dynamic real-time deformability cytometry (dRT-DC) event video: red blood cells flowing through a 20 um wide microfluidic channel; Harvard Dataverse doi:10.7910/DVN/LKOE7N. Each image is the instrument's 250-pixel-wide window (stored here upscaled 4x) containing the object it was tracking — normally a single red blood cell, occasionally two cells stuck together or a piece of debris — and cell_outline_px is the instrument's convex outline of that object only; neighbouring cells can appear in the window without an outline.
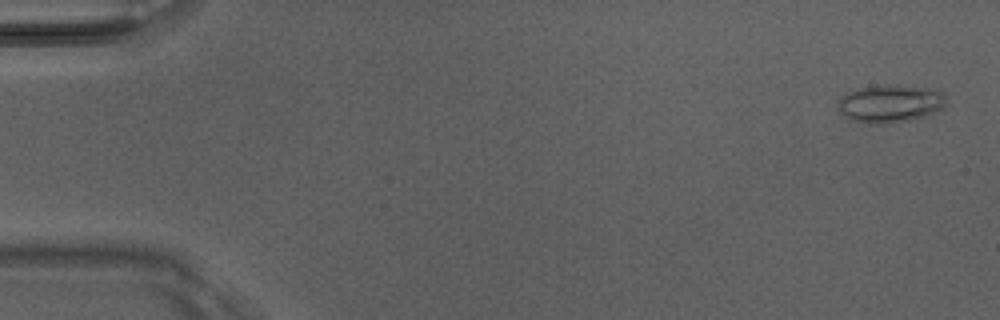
{"species": "Egyptian fruit bat (a non-hibernating species)", "species_latin": "Rousettus aegyptiacus", "temperature_condition": "room temperature", "stored_images_in_passage": 5, "camera_frame_rate_fps": 3000, "um_per_image_px": 0.085, "animal": {"sex": "male"}, "frame": {"image": 1, "passage_image": 1, "time_ms": 0.0, "image_size_px": [1000, 320], "cell_outline_px": [[948, 104], [944, 108], [928, 116], [888, 124], [872, 124], [848, 120], [836, 108], [836, 104], [840, 96], [856, 88], [884, 84], [900, 84], [936, 88], [944, 92]], "centroid_in_image_um": [75.69, 8.79], "position_along_channel_um": 9.3, "area_um2": 25.03}}